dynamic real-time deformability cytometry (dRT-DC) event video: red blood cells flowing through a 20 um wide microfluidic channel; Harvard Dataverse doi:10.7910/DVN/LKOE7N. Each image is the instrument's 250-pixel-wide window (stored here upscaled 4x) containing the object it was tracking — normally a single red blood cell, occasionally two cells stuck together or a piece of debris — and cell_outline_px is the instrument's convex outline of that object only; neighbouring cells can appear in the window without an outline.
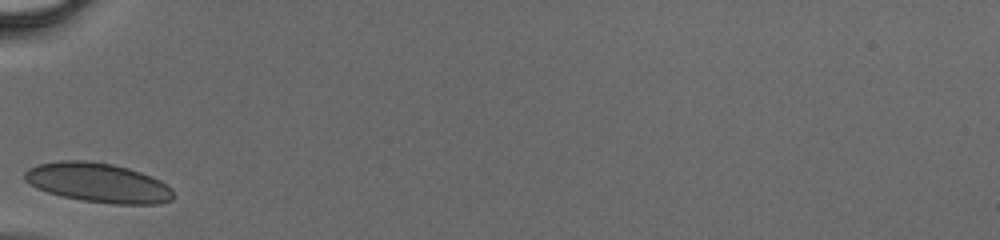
{"species": "human", "species_latin": "Homo sapiens", "temperature_condition": "cold", "stored_images_in_passage": 23, "camera_frame_rate_fps": 3000, "um_per_image_px": 0.085, "donor": {"sex": "male"}, "frame": {"image": 1, "passage_image": 1, "time_ms": 0.0, "image_size_px": [1000, 240], "cell_outline_px": [[176, 196], [172, 200], [160, 204], [112, 204], [80, 200], [48, 192], [36, 188], [28, 184], [24, 180], [24, 172], [28, 168], [36, 164], [60, 160], [84, 160], [112, 164], [128, 168], [140, 172], [160, 180], [172, 188]], "centroid_in_image_um": [8.34, 15.53], "position_along_channel_um": 76.7, "area_um2": 34.51}}
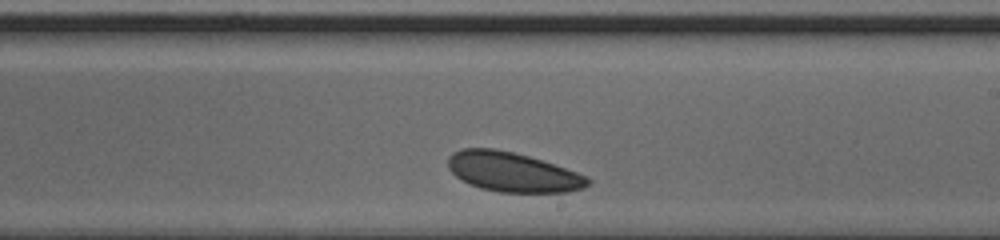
{"frame": {"image": 2, "passage_image": 13, "time_ms": 4.0, "image_size_px": [1000, 240], "cell_outline_px": [[592, 180], [584, 188], [568, 192], [500, 192], [480, 188], [456, 176], [448, 168], [448, 156], [452, 152], [464, 148], [496, 148], [528, 156], [576, 172]], "centroid_in_image_um": [43.55, 14.62], "position_along_channel_um": 245.5, "area_um2": 31.85}}
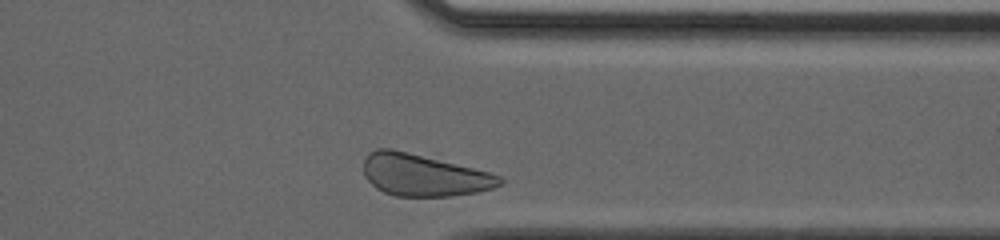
{"frame": {"image": 3, "passage_image": 22, "time_ms": 7.0, "image_size_px": [1000, 240], "cell_outline_px": [[504, 180], [500, 184], [492, 188], [476, 192], [448, 196], [396, 196], [384, 192], [376, 188], [364, 176], [364, 160], [368, 152], [376, 148], [392, 148], [488, 172], [500, 176]], "centroid_in_image_um": [35.96, 14.88], "position_along_channel_um": 375.4, "area_um2": 32.95}}